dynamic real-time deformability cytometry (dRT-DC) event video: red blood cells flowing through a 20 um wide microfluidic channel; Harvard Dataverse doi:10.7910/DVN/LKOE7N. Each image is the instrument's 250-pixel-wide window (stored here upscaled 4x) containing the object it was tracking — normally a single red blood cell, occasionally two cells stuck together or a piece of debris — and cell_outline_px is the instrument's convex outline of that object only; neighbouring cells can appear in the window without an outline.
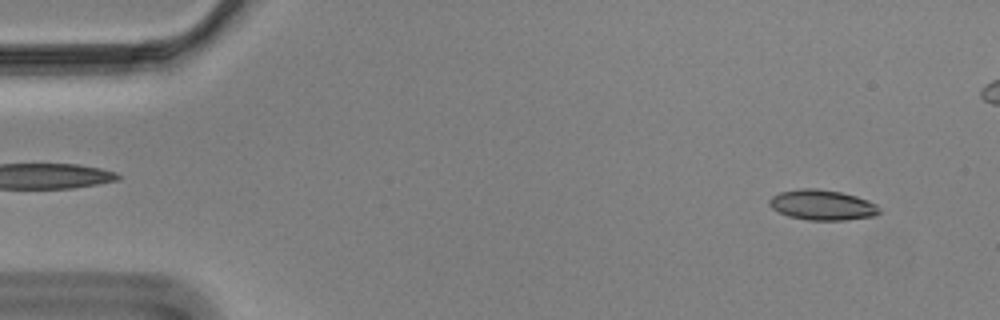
{"species": "Egyptian fruit bat (a non-hibernating species)", "species_latin": "Rousettus aegyptiacus", "temperature_condition": "cold", "stored_images_in_passage": 57, "camera_frame_rate_fps": 3000, "um_per_image_px": 0.085, "animal": {"sex": "male"}, "frame": {"image": 1, "passage_image": 4, "time_ms": 1.0, "image_size_px": [1000, 320], "cell_outline_px": [[880, 212], [876, 216], [844, 220], [808, 220], [788, 216], [772, 208], [768, 204], [768, 200], [772, 196], [780, 192], [800, 188], [816, 188], [840, 192], [856, 196], [868, 200], [876, 204], [880, 208]], "centroid_in_image_um": [69.89, 17.42], "position_along_channel_um": 15.1, "area_um2": 19.48}}
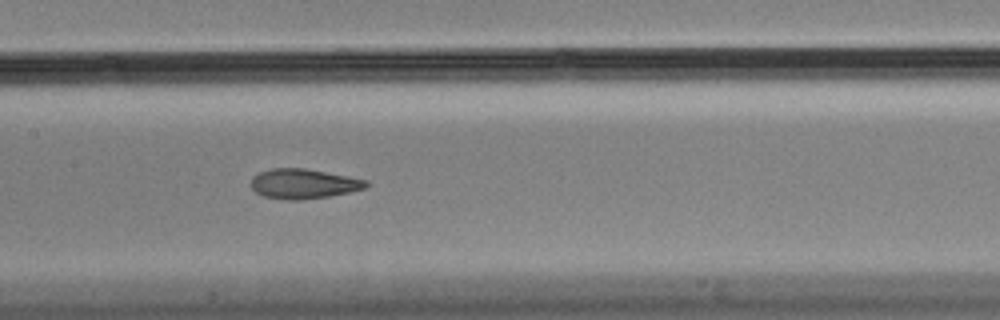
{"frame": {"image": 2, "passage_image": 27, "time_ms": 8.667, "image_size_px": [1000, 320], "cell_outline_px": [[372, 184], [364, 188], [348, 192], [328, 196], [300, 200], [288, 200], [264, 196], [256, 192], [248, 184], [252, 176], [260, 172], [272, 168], [304, 168], [348, 176], [368, 180]], "centroid_in_image_um": [25.78, 15.61], "position_along_channel_um": 181.6, "area_um2": 20.06}}
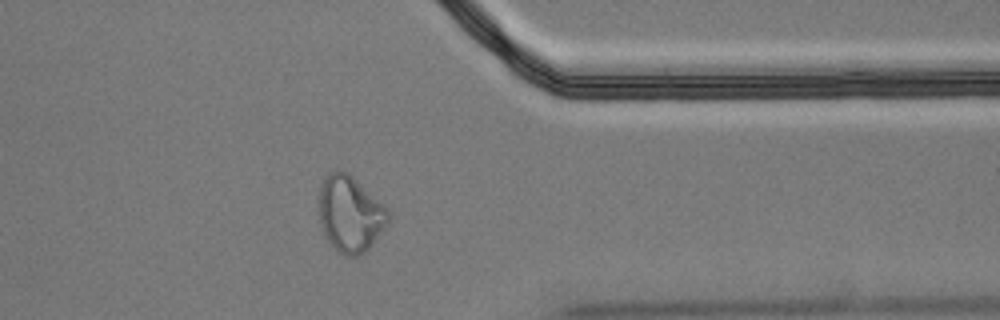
{"frame": {"image": 3, "passage_image": 45, "time_ms": 14.667, "image_size_px": [1000, 320], "cell_outline_px": [[392, 216], [368, 248], [364, 252], [356, 256], [344, 256], [328, 240], [324, 232], [320, 220], [320, 184], [324, 176], [328, 172], [336, 168], [340, 168], [348, 172], [384, 204], [388, 208]], "centroid_in_image_um": [29.77, 18.11], "position_along_channel_um": 381.6, "area_um2": 30.63}, "authors_computed_cell_mechanics": {"area_um2": 20.3456, "velocity_mm_per_s": 3.4937, "shape_relaxation_time_tau1_ms": null, "shape_relaxation_time_tau2_ms": 2.0541, "deformation_change_tau1": null, "deformation_change_tau2": 0.0843}}